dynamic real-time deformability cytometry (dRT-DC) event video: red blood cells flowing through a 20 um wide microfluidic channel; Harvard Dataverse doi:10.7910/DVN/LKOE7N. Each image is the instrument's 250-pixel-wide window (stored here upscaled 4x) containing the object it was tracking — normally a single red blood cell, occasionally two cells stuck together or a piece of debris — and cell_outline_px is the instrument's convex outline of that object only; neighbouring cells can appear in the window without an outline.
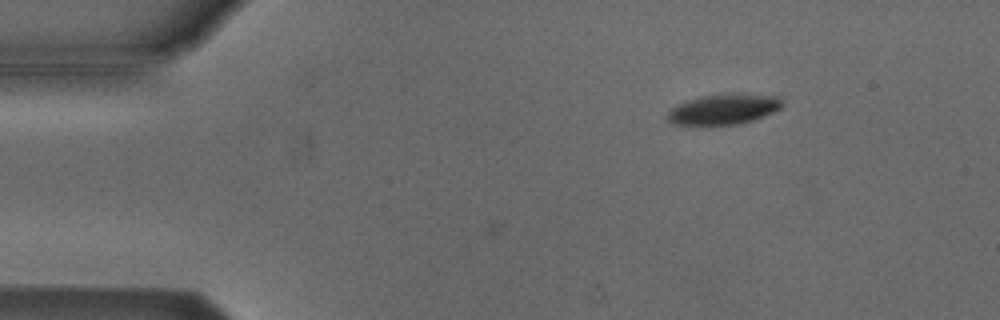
{"species": "Egyptian fruit bat (a non-hibernating species)", "species_latin": "Rousettus aegyptiacus", "temperature_condition": "cold", "stored_images_in_passage": 3, "camera_frame_rate_fps": 3000, "um_per_image_px": 0.085, "animal": {"sex": "male"}, "frame": {"image": 1, "passage_image": 3, "time_ms": 0.667, "image_size_px": [1000, 320], "cell_outline_px": [[784, 104], [780, 108], [772, 112], [752, 120], [736, 124], [672, 124], [668, 120], [668, 112], [676, 104], [700, 96], [720, 92], [736, 92], [780, 96]], "centroid_in_image_um": [61.54, 9.23], "position_along_channel_um": 23.5, "area_um2": 20.58}}